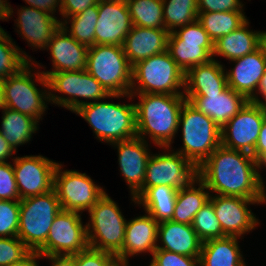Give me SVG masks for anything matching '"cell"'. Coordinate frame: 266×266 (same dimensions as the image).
<instances>
[{"mask_svg": "<svg viewBox=\"0 0 266 266\" xmlns=\"http://www.w3.org/2000/svg\"><path fill=\"white\" fill-rule=\"evenodd\" d=\"M261 168L253 155L220 145L197 168V174L210 193L266 200Z\"/></svg>", "mask_w": 266, "mask_h": 266, "instance_id": "6da1fadb", "label": "cell"}, {"mask_svg": "<svg viewBox=\"0 0 266 266\" xmlns=\"http://www.w3.org/2000/svg\"><path fill=\"white\" fill-rule=\"evenodd\" d=\"M139 98L136 107L137 136L146 140L149 136L152 143L159 148L172 147L178 133L181 108L186 101L184 95L169 94H130ZM146 135V136H145Z\"/></svg>", "mask_w": 266, "mask_h": 266, "instance_id": "7a4b0ae2", "label": "cell"}, {"mask_svg": "<svg viewBox=\"0 0 266 266\" xmlns=\"http://www.w3.org/2000/svg\"><path fill=\"white\" fill-rule=\"evenodd\" d=\"M74 113L81 116L102 142L112 144L137 136L135 104L87 102Z\"/></svg>", "mask_w": 266, "mask_h": 266, "instance_id": "3957f363", "label": "cell"}, {"mask_svg": "<svg viewBox=\"0 0 266 266\" xmlns=\"http://www.w3.org/2000/svg\"><path fill=\"white\" fill-rule=\"evenodd\" d=\"M36 67L41 68L42 65L37 61L29 62L19 72L4 79L3 87L5 107L27 115L39 123L49 104V91L47 77L39 70L33 71ZM36 82L47 90L38 89Z\"/></svg>", "mask_w": 266, "mask_h": 266, "instance_id": "277c9868", "label": "cell"}, {"mask_svg": "<svg viewBox=\"0 0 266 266\" xmlns=\"http://www.w3.org/2000/svg\"><path fill=\"white\" fill-rule=\"evenodd\" d=\"M184 90L185 73L168 50L132 66L130 94L184 95Z\"/></svg>", "mask_w": 266, "mask_h": 266, "instance_id": "5b68a950", "label": "cell"}, {"mask_svg": "<svg viewBox=\"0 0 266 266\" xmlns=\"http://www.w3.org/2000/svg\"><path fill=\"white\" fill-rule=\"evenodd\" d=\"M180 127L183 147L176 152L198 168L221 145V128L187 100L181 108Z\"/></svg>", "mask_w": 266, "mask_h": 266, "instance_id": "8992f818", "label": "cell"}, {"mask_svg": "<svg viewBox=\"0 0 266 266\" xmlns=\"http://www.w3.org/2000/svg\"><path fill=\"white\" fill-rule=\"evenodd\" d=\"M49 102L64 107L72 112L80 106L89 103L105 100L106 98H124L132 100L130 94H109L104 87L86 69L77 71H67L50 73L47 76ZM52 91V92H51ZM55 91V92H54ZM60 92L62 96L56 95ZM54 93V94H53ZM63 94H66L63 96ZM87 99V101L79 100Z\"/></svg>", "mask_w": 266, "mask_h": 266, "instance_id": "52a82bcc", "label": "cell"}, {"mask_svg": "<svg viewBox=\"0 0 266 266\" xmlns=\"http://www.w3.org/2000/svg\"><path fill=\"white\" fill-rule=\"evenodd\" d=\"M86 71L109 94H130L132 66L122 46L94 45L89 47Z\"/></svg>", "mask_w": 266, "mask_h": 266, "instance_id": "ba28073f", "label": "cell"}, {"mask_svg": "<svg viewBox=\"0 0 266 266\" xmlns=\"http://www.w3.org/2000/svg\"><path fill=\"white\" fill-rule=\"evenodd\" d=\"M61 210L53 189L21 199L17 237L30 251H38L45 244L54 218Z\"/></svg>", "mask_w": 266, "mask_h": 266, "instance_id": "9c48e42d", "label": "cell"}, {"mask_svg": "<svg viewBox=\"0 0 266 266\" xmlns=\"http://www.w3.org/2000/svg\"><path fill=\"white\" fill-rule=\"evenodd\" d=\"M88 213L89 247L116 255L123 247L127 222L118 204L105 193Z\"/></svg>", "mask_w": 266, "mask_h": 266, "instance_id": "30bf717a", "label": "cell"}, {"mask_svg": "<svg viewBox=\"0 0 266 266\" xmlns=\"http://www.w3.org/2000/svg\"><path fill=\"white\" fill-rule=\"evenodd\" d=\"M162 149L165 150L162 153L151 154L147 162L143 187L133 196L135 200L149 187L166 185L179 190L198 177L197 167L191 161L171 150L172 147H162Z\"/></svg>", "mask_w": 266, "mask_h": 266, "instance_id": "8fae6325", "label": "cell"}, {"mask_svg": "<svg viewBox=\"0 0 266 266\" xmlns=\"http://www.w3.org/2000/svg\"><path fill=\"white\" fill-rule=\"evenodd\" d=\"M62 170V164L58 163L53 177V190L62 210L81 214L84 211L88 212L106 193L86 173Z\"/></svg>", "mask_w": 266, "mask_h": 266, "instance_id": "7c38bea8", "label": "cell"}, {"mask_svg": "<svg viewBox=\"0 0 266 266\" xmlns=\"http://www.w3.org/2000/svg\"><path fill=\"white\" fill-rule=\"evenodd\" d=\"M177 29L169 33L167 50L184 73L212 59L214 42L198 20Z\"/></svg>", "mask_w": 266, "mask_h": 266, "instance_id": "4fadbf2b", "label": "cell"}, {"mask_svg": "<svg viewBox=\"0 0 266 266\" xmlns=\"http://www.w3.org/2000/svg\"><path fill=\"white\" fill-rule=\"evenodd\" d=\"M89 247L86 224L80 212L61 210L54 218L42 255H74Z\"/></svg>", "mask_w": 266, "mask_h": 266, "instance_id": "5bb4252c", "label": "cell"}, {"mask_svg": "<svg viewBox=\"0 0 266 266\" xmlns=\"http://www.w3.org/2000/svg\"><path fill=\"white\" fill-rule=\"evenodd\" d=\"M265 114V106L248 101L221 128V145L253 155Z\"/></svg>", "mask_w": 266, "mask_h": 266, "instance_id": "9a60e30c", "label": "cell"}, {"mask_svg": "<svg viewBox=\"0 0 266 266\" xmlns=\"http://www.w3.org/2000/svg\"><path fill=\"white\" fill-rule=\"evenodd\" d=\"M12 162L20 199L53 189L54 171L58 162L42 155L13 157Z\"/></svg>", "mask_w": 266, "mask_h": 266, "instance_id": "2e32d148", "label": "cell"}, {"mask_svg": "<svg viewBox=\"0 0 266 266\" xmlns=\"http://www.w3.org/2000/svg\"><path fill=\"white\" fill-rule=\"evenodd\" d=\"M218 221L226 236H236L241 239L259 225V219L248 207L250 204H266V200H254L237 196L210 194ZM249 208V209H248Z\"/></svg>", "mask_w": 266, "mask_h": 266, "instance_id": "e0dca14e", "label": "cell"}, {"mask_svg": "<svg viewBox=\"0 0 266 266\" xmlns=\"http://www.w3.org/2000/svg\"><path fill=\"white\" fill-rule=\"evenodd\" d=\"M110 145L117 148L121 175L130 189L132 202L137 204L133 196L143 187L147 162L151 156L148 141L136 136Z\"/></svg>", "mask_w": 266, "mask_h": 266, "instance_id": "ac0fdd59", "label": "cell"}, {"mask_svg": "<svg viewBox=\"0 0 266 266\" xmlns=\"http://www.w3.org/2000/svg\"><path fill=\"white\" fill-rule=\"evenodd\" d=\"M132 26L126 3L99 0L95 45L122 46Z\"/></svg>", "mask_w": 266, "mask_h": 266, "instance_id": "d6986e66", "label": "cell"}, {"mask_svg": "<svg viewBox=\"0 0 266 266\" xmlns=\"http://www.w3.org/2000/svg\"><path fill=\"white\" fill-rule=\"evenodd\" d=\"M231 62L235 66L226 70L228 87L250 100L266 70V41L257 50Z\"/></svg>", "mask_w": 266, "mask_h": 266, "instance_id": "ffe728a7", "label": "cell"}, {"mask_svg": "<svg viewBox=\"0 0 266 266\" xmlns=\"http://www.w3.org/2000/svg\"><path fill=\"white\" fill-rule=\"evenodd\" d=\"M17 12V33L31 48L34 47L32 49L46 50L54 33L61 26V21L51 14L29 6H22Z\"/></svg>", "mask_w": 266, "mask_h": 266, "instance_id": "44dd1931", "label": "cell"}, {"mask_svg": "<svg viewBox=\"0 0 266 266\" xmlns=\"http://www.w3.org/2000/svg\"><path fill=\"white\" fill-rule=\"evenodd\" d=\"M46 49L50 51L52 60V71H42L46 77L50 73L86 69L89 47L79 43L62 26L54 33Z\"/></svg>", "mask_w": 266, "mask_h": 266, "instance_id": "7402d4cb", "label": "cell"}, {"mask_svg": "<svg viewBox=\"0 0 266 266\" xmlns=\"http://www.w3.org/2000/svg\"><path fill=\"white\" fill-rule=\"evenodd\" d=\"M159 223L148 213L126 222L122 249L115 255L117 261L129 262V257L142 253L151 255L157 249Z\"/></svg>", "mask_w": 266, "mask_h": 266, "instance_id": "603a6c76", "label": "cell"}, {"mask_svg": "<svg viewBox=\"0 0 266 266\" xmlns=\"http://www.w3.org/2000/svg\"><path fill=\"white\" fill-rule=\"evenodd\" d=\"M200 112L210 117L222 128L249 101L244 95L227 87L222 93L184 95Z\"/></svg>", "mask_w": 266, "mask_h": 266, "instance_id": "cb8c5ba5", "label": "cell"}, {"mask_svg": "<svg viewBox=\"0 0 266 266\" xmlns=\"http://www.w3.org/2000/svg\"><path fill=\"white\" fill-rule=\"evenodd\" d=\"M169 32L166 29L133 25L122 45L131 66L153 55L167 51Z\"/></svg>", "mask_w": 266, "mask_h": 266, "instance_id": "d4e9b609", "label": "cell"}, {"mask_svg": "<svg viewBox=\"0 0 266 266\" xmlns=\"http://www.w3.org/2000/svg\"><path fill=\"white\" fill-rule=\"evenodd\" d=\"M157 241V249L185 256L200 257L202 241L197 236L192 225L172 220L160 222Z\"/></svg>", "mask_w": 266, "mask_h": 266, "instance_id": "484cf974", "label": "cell"}, {"mask_svg": "<svg viewBox=\"0 0 266 266\" xmlns=\"http://www.w3.org/2000/svg\"><path fill=\"white\" fill-rule=\"evenodd\" d=\"M224 68L216 59L191 67L185 73L184 95L222 93L228 87Z\"/></svg>", "mask_w": 266, "mask_h": 266, "instance_id": "4316f807", "label": "cell"}, {"mask_svg": "<svg viewBox=\"0 0 266 266\" xmlns=\"http://www.w3.org/2000/svg\"><path fill=\"white\" fill-rule=\"evenodd\" d=\"M248 25L247 20L238 29L214 42L212 59L222 56L231 61L257 50L266 41V32L249 30Z\"/></svg>", "mask_w": 266, "mask_h": 266, "instance_id": "83f0119b", "label": "cell"}, {"mask_svg": "<svg viewBox=\"0 0 266 266\" xmlns=\"http://www.w3.org/2000/svg\"><path fill=\"white\" fill-rule=\"evenodd\" d=\"M238 238L226 236L202 242L200 266H246Z\"/></svg>", "mask_w": 266, "mask_h": 266, "instance_id": "f1b7e54d", "label": "cell"}, {"mask_svg": "<svg viewBox=\"0 0 266 266\" xmlns=\"http://www.w3.org/2000/svg\"><path fill=\"white\" fill-rule=\"evenodd\" d=\"M209 198L207 186L198 177L195 178L188 186L178 190L172 221L192 225L196 213Z\"/></svg>", "mask_w": 266, "mask_h": 266, "instance_id": "f546056e", "label": "cell"}, {"mask_svg": "<svg viewBox=\"0 0 266 266\" xmlns=\"http://www.w3.org/2000/svg\"><path fill=\"white\" fill-rule=\"evenodd\" d=\"M178 189L166 185L149 187L137 200L145 213L151 215L158 223L172 220Z\"/></svg>", "mask_w": 266, "mask_h": 266, "instance_id": "4dcf8cb0", "label": "cell"}, {"mask_svg": "<svg viewBox=\"0 0 266 266\" xmlns=\"http://www.w3.org/2000/svg\"><path fill=\"white\" fill-rule=\"evenodd\" d=\"M2 114L0 132L16 151L18 146L31 140L39 124L35 119L6 107L2 110Z\"/></svg>", "mask_w": 266, "mask_h": 266, "instance_id": "1f68e13d", "label": "cell"}, {"mask_svg": "<svg viewBox=\"0 0 266 266\" xmlns=\"http://www.w3.org/2000/svg\"><path fill=\"white\" fill-rule=\"evenodd\" d=\"M197 20L210 39L216 42L219 38L238 29L248 19L245 12H198Z\"/></svg>", "mask_w": 266, "mask_h": 266, "instance_id": "d6a6232c", "label": "cell"}, {"mask_svg": "<svg viewBox=\"0 0 266 266\" xmlns=\"http://www.w3.org/2000/svg\"><path fill=\"white\" fill-rule=\"evenodd\" d=\"M97 19L98 3L90 6L80 14L65 18L61 22V26L79 43L91 47L95 45V28ZM68 24H70V27H68Z\"/></svg>", "mask_w": 266, "mask_h": 266, "instance_id": "836d02e7", "label": "cell"}, {"mask_svg": "<svg viewBox=\"0 0 266 266\" xmlns=\"http://www.w3.org/2000/svg\"><path fill=\"white\" fill-rule=\"evenodd\" d=\"M126 4L132 25L165 29L162 0H129Z\"/></svg>", "mask_w": 266, "mask_h": 266, "instance_id": "e575fe53", "label": "cell"}, {"mask_svg": "<svg viewBox=\"0 0 266 266\" xmlns=\"http://www.w3.org/2000/svg\"><path fill=\"white\" fill-rule=\"evenodd\" d=\"M5 29L0 32V79H6L19 72L34 60L25 51H21Z\"/></svg>", "mask_w": 266, "mask_h": 266, "instance_id": "d590c367", "label": "cell"}, {"mask_svg": "<svg viewBox=\"0 0 266 266\" xmlns=\"http://www.w3.org/2000/svg\"><path fill=\"white\" fill-rule=\"evenodd\" d=\"M163 21L170 33L197 20V0H162Z\"/></svg>", "mask_w": 266, "mask_h": 266, "instance_id": "8d00e7d4", "label": "cell"}, {"mask_svg": "<svg viewBox=\"0 0 266 266\" xmlns=\"http://www.w3.org/2000/svg\"><path fill=\"white\" fill-rule=\"evenodd\" d=\"M192 227L202 242L226 237L210 200L196 213Z\"/></svg>", "mask_w": 266, "mask_h": 266, "instance_id": "74e56055", "label": "cell"}, {"mask_svg": "<svg viewBox=\"0 0 266 266\" xmlns=\"http://www.w3.org/2000/svg\"><path fill=\"white\" fill-rule=\"evenodd\" d=\"M20 201L0 200V237H17Z\"/></svg>", "mask_w": 266, "mask_h": 266, "instance_id": "f35d334b", "label": "cell"}, {"mask_svg": "<svg viewBox=\"0 0 266 266\" xmlns=\"http://www.w3.org/2000/svg\"><path fill=\"white\" fill-rule=\"evenodd\" d=\"M29 251L18 237H0V266L20 260Z\"/></svg>", "mask_w": 266, "mask_h": 266, "instance_id": "ab89813d", "label": "cell"}, {"mask_svg": "<svg viewBox=\"0 0 266 266\" xmlns=\"http://www.w3.org/2000/svg\"><path fill=\"white\" fill-rule=\"evenodd\" d=\"M0 200H21L11 162L0 163Z\"/></svg>", "mask_w": 266, "mask_h": 266, "instance_id": "60d3db41", "label": "cell"}, {"mask_svg": "<svg viewBox=\"0 0 266 266\" xmlns=\"http://www.w3.org/2000/svg\"><path fill=\"white\" fill-rule=\"evenodd\" d=\"M151 261L157 266H200L199 257L185 256L161 249L153 252Z\"/></svg>", "mask_w": 266, "mask_h": 266, "instance_id": "b9f144b4", "label": "cell"}, {"mask_svg": "<svg viewBox=\"0 0 266 266\" xmlns=\"http://www.w3.org/2000/svg\"><path fill=\"white\" fill-rule=\"evenodd\" d=\"M115 261L113 253L90 247L76 254V266H111Z\"/></svg>", "mask_w": 266, "mask_h": 266, "instance_id": "7bdbcfd3", "label": "cell"}, {"mask_svg": "<svg viewBox=\"0 0 266 266\" xmlns=\"http://www.w3.org/2000/svg\"><path fill=\"white\" fill-rule=\"evenodd\" d=\"M240 0H197L198 12H244Z\"/></svg>", "mask_w": 266, "mask_h": 266, "instance_id": "ee69618b", "label": "cell"}, {"mask_svg": "<svg viewBox=\"0 0 266 266\" xmlns=\"http://www.w3.org/2000/svg\"><path fill=\"white\" fill-rule=\"evenodd\" d=\"M98 2L99 0H61V16L63 18L61 22L67 17L82 13Z\"/></svg>", "mask_w": 266, "mask_h": 266, "instance_id": "f6af8a7d", "label": "cell"}, {"mask_svg": "<svg viewBox=\"0 0 266 266\" xmlns=\"http://www.w3.org/2000/svg\"><path fill=\"white\" fill-rule=\"evenodd\" d=\"M253 157L261 166L266 162V114L264 115Z\"/></svg>", "mask_w": 266, "mask_h": 266, "instance_id": "bcb514c9", "label": "cell"}, {"mask_svg": "<svg viewBox=\"0 0 266 266\" xmlns=\"http://www.w3.org/2000/svg\"><path fill=\"white\" fill-rule=\"evenodd\" d=\"M25 4L27 3L29 7H33L44 11L52 16L56 15V8L59 10L61 15V0H24ZM54 14V15H53Z\"/></svg>", "mask_w": 266, "mask_h": 266, "instance_id": "7dc6e473", "label": "cell"}, {"mask_svg": "<svg viewBox=\"0 0 266 266\" xmlns=\"http://www.w3.org/2000/svg\"><path fill=\"white\" fill-rule=\"evenodd\" d=\"M43 258L51 262V266H76V254L74 255H43Z\"/></svg>", "mask_w": 266, "mask_h": 266, "instance_id": "c3c4849f", "label": "cell"}, {"mask_svg": "<svg viewBox=\"0 0 266 266\" xmlns=\"http://www.w3.org/2000/svg\"><path fill=\"white\" fill-rule=\"evenodd\" d=\"M43 259V255L37 251H29L23 258L7 266H39L37 259Z\"/></svg>", "mask_w": 266, "mask_h": 266, "instance_id": "681fc988", "label": "cell"}, {"mask_svg": "<svg viewBox=\"0 0 266 266\" xmlns=\"http://www.w3.org/2000/svg\"><path fill=\"white\" fill-rule=\"evenodd\" d=\"M258 94L262 96L264 100L260 99L261 97H258ZM249 101L260 106H266V70L260 79L255 95Z\"/></svg>", "mask_w": 266, "mask_h": 266, "instance_id": "f907efd6", "label": "cell"}, {"mask_svg": "<svg viewBox=\"0 0 266 266\" xmlns=\"http://www.w3.org/2000/svg\"><path fill=\"white\" fill-rule=\"evenodd\" d=\"M17 151H15L5 140V137L0 132V163L7 162L9 157H12Z\"/></svg>", "mask_w": 266, "mask_h": 266, "instance_id": "816d5d0a", "label": "cell"}, {"mask_svg": "<svg viewBox=\"0 0 266 266\" xmlns=\"http://www.w3.org/2000/svg\"><path fill=\"white\" fill-rule=\"evenodd\" d=\"M5 108V95L3 87V79H0V110Z\"/></svg>", "mask_w": 266, "mask_h": 266, "instance_id": "f5cc1de1", "label": "cell"}, {"mask_svg": "<svg viewBox=\"0 0 266 266\" xmlns=\"http://www.w3.org/2000/svg\"><path fill=\"white\" fill-rule=\"evenodd\" d=\"M111 266H129V262L115 261Z\"/></svg>", "mask_w": 266, "mask_h": 266, "instance_id": "db71d44e", "label": "cell"}, {"mask_svg": "<svg viewBox=\"0 0 266 266\" xmlns=\"http://www.w3.org/2000/svg\"><path fill=\"white\" fill-rule=\"evenodd\" d=\"M104 1H113V2L127 3L129 0H104Z\"/></svg>", "mask_w": 266, "mask_h": 266, "instance_id": "11a10c76", "label": "cell"}, {"mask_svg": "<svg viewBox=\"0 0 266 266\" xmlns=\"http://www.w3.org/2000/svg\"><path fill=\"white\" fill-rule=\"evenodd\" d=\"M149 266H157L156 264H154L152 261L150 262Z\"/></svg>", "mask_w": 266, "mask_h": 266, "instance_id": "9f6ffc18", "label": "cell"}, {"mask_svg": "<svg viewBox=\"0 0 266 266\" xmlns=\"http://www.w3.org/2000/svg\"><path fill=\"white\" fill-rule=\"evenodd\" d=\"M264 167L266 168V162L262 165V169H263Z\"/></svg>", "mask_w": 266, "mask_h": 266, "instance_id": "6f0895ef", "label": "cell"}]
</instances>
